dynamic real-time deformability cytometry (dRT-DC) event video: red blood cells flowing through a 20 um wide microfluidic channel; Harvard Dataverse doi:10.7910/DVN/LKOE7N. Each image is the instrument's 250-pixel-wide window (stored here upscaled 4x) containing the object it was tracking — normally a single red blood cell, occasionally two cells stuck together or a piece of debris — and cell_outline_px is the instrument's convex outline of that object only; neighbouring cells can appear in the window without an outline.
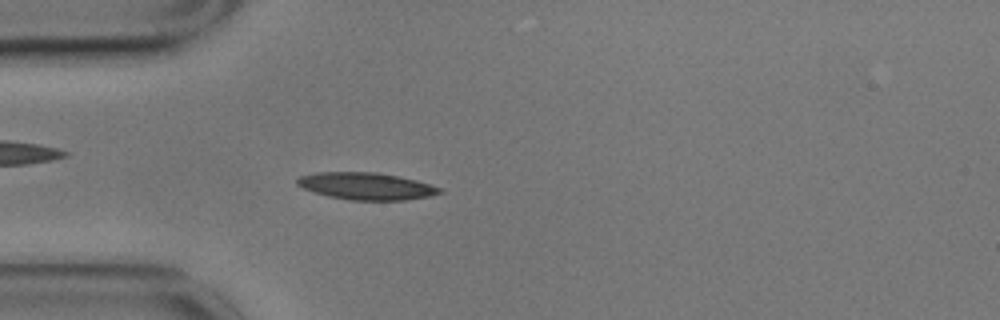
{"species": "common noctule bat (a hibernating species)", "species_latin": "Nyctalus noctula", "temperature_condition": "cold", "stored_images_in_passage": 55, "camera_frame_rate_fps": 3000, "um_per_image_px": 0.085, "animal": {"sex": "male", "body_mass_g": 17.9}, "frame": {"image": 1, "passage_image": 14, "time_ms": 4.333, "image_size_px": [1000, 320], "cell_outline_px": [[444, 192], [428, 196], [404, 200], [348, 200], [328, 196], [304, 188], [296, 184], [296, 180], [300, 176], [316, 172], [376, 172], [416, 180], [440, 188]], "centroid_in_image_um": [31.11, 15.82], "position_along_channel_um": 53.9, "area_um2": 22.25}}
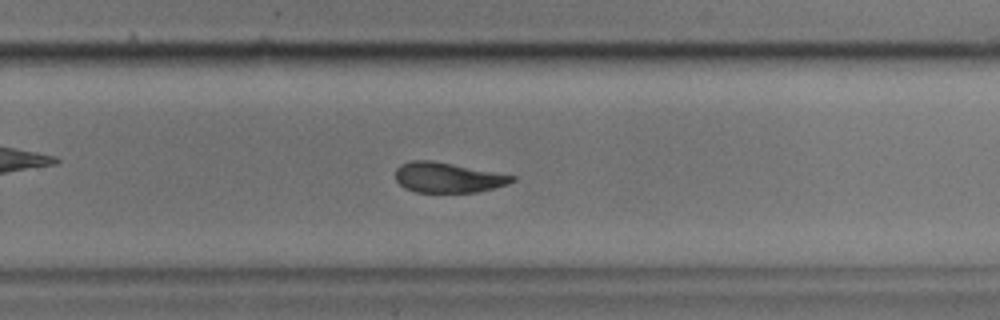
{"frame": {"image": 2, "passage_image": 35, "time_ms": 11.333, "image_size_px": [1000, 320], "cell_outline_px": [[516, 180], [508, 184], [476, 192], [416, 192], [404, 188], [396, 180], [396, 168], [400, 164], [412, 160], [432, 160], [516, 176]], "centroid_in_image_um": [38.04, 15.08], "position_along_channel_um": 291.8, "area_um2": 20.4}}
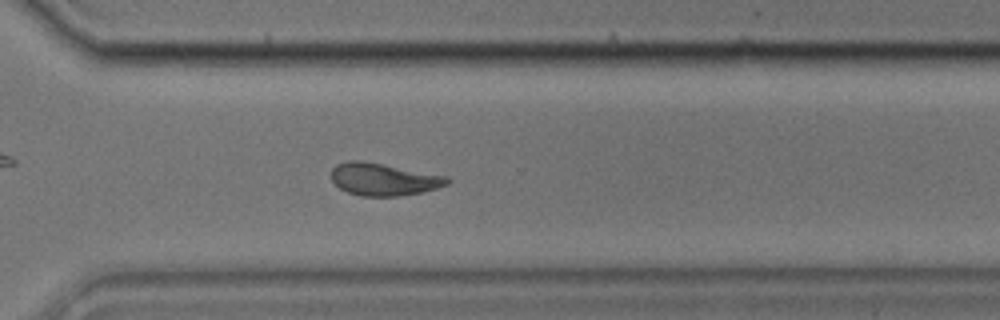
{"frame": {"image": 3, "passage_image": 39, "time_ms": 12.667, "image_size_px": [1000, 320], "cell_outline_px": [[452, 180], [448, 184], [436, 188], [420, 192], [400, 196], [360, 196], [348, 192], [340, 188], [332, 180], [332, 168], [336, 164], [348, 160], [360, 160], [448, 176]], "centroid_in_image_um": [32.61, 15.24], "position_along_channel_um": 338.0, "area_um2": 21.79}, "authors_computed_cell_mechanics": {"area_um2": 22.0796, "velocity_mm_per_s": 3.4713, "shape_relaxation_time_tau1_ms": 7.4649, "shape_relaxation_time_tau2_ms": 5.6341, "deformation_change_tau1": 0.159, "deformation_change_tau2": 0.1238}}